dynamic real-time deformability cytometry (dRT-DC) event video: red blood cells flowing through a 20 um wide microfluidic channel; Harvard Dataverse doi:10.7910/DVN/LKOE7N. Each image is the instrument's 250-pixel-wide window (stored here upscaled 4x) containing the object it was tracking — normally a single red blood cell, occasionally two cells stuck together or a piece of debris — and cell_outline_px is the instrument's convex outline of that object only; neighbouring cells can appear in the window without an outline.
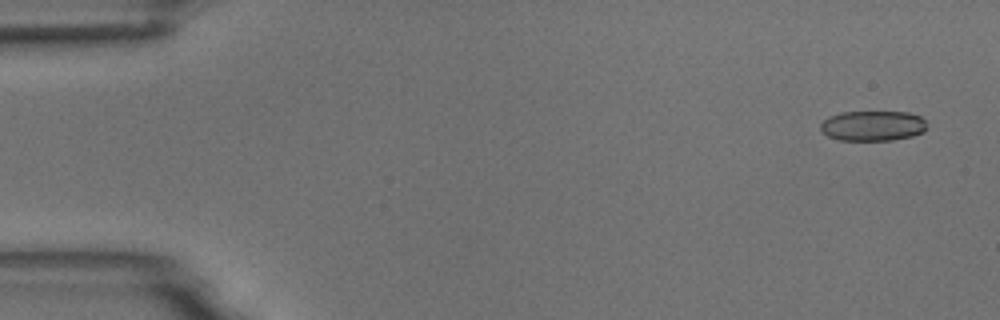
{"species": "common noctule bat (a hibernating species)", "species_latin": "Nyctalus noctula", "temperature_condition": "room temperature", "stored_images_in_passage": 4, "camera_frame_rate_fps": 3000, "um_per_image_px": 0.085, "animal": {"sex": "male", "body_mass_g": 18.8}, "frame": {"image": 1, "passage_image": 1, "time_ms": 0.0, "image_size_px": [1000, 320], "cell_outline_px": [[928, 128], [924, 132], [912, 136], [892, 140], [840, 140], [828, 136], [820, 132], [820, 124], [828, 116], [840, 112], [908, 112], [920, 116], [924, 120]], "centroid_in_image_um": [74.17, 10.69], "position_along_channel_um": 10.8, "area_um2": 18.9}}
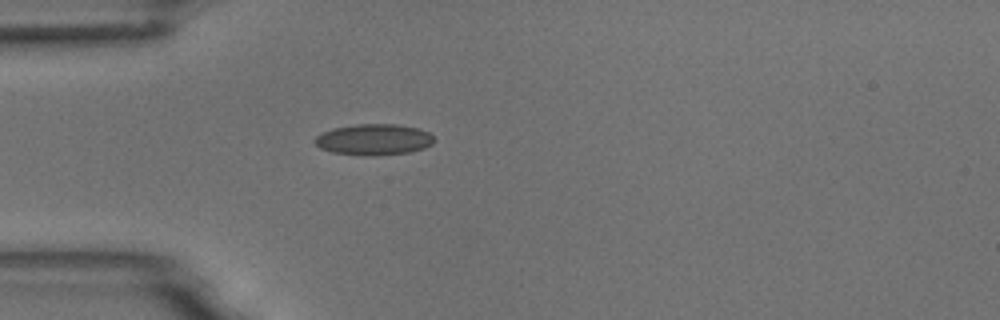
{"frame": {"image": 2, "passage_image": 4, "time_ms": 1.0, "image_size_px": [1000, 320], "cell_outline_px": [[436, 140], [432, 144], [424, 148], [408, 152], [372, 156], [364, 156], [332, 152], [320, 148], [312, 140], [316, 136], [332, 128], [356, 124], [396, 124], [420, 128], [428, 132]], "centroid_in_image_um": [31.77, 11.86], "position_along_channel_um": 53.2, "area_um2": 21.73}}